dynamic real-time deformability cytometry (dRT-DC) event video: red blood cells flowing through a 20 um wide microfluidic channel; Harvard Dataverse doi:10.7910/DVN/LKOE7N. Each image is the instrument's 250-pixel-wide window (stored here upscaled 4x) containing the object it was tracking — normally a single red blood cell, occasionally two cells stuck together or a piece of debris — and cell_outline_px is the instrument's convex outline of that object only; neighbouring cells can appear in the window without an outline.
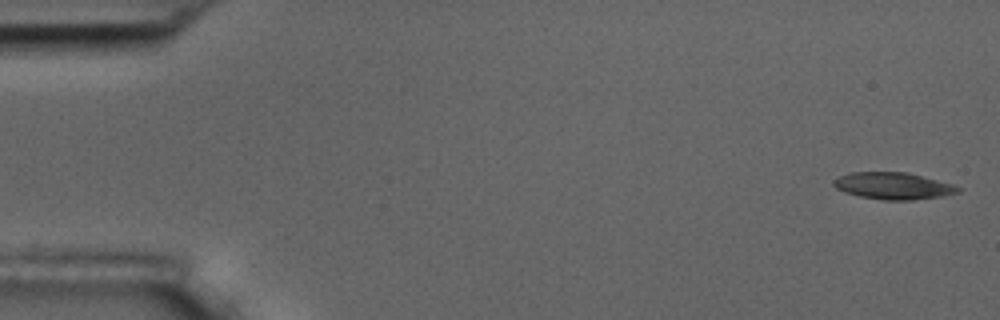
{"species": "common noctule bat (a hibernating species)", "species_latin": "Nyctalus noctula", "temperature_condition": "room temperature", "stored_images_in_passage": 6, "camera_frame_rate_fps": 3000, "um_per_image_px": 0.085, "animal": {"sex": "male", "body_mass_g": 17.5, "forearm_length_mm": 52.3}, "frame": {"image": 1, "passage_image": 1, "time_ms": 0.0, "image_size_px": [1000, 320], "cell_outline_px": [[960, 192], [944, 196], [912, 200], [884, 200], [860, 196], [844, 192], [836, 188], [832, 184], [832, 180], [848, 172], [908, 172], [952, 184], [960, 188]], "centroid_in_image_um": [75.9, 15.8], "position_along_channel_um": 9.1, "area_um2": 19.54}}
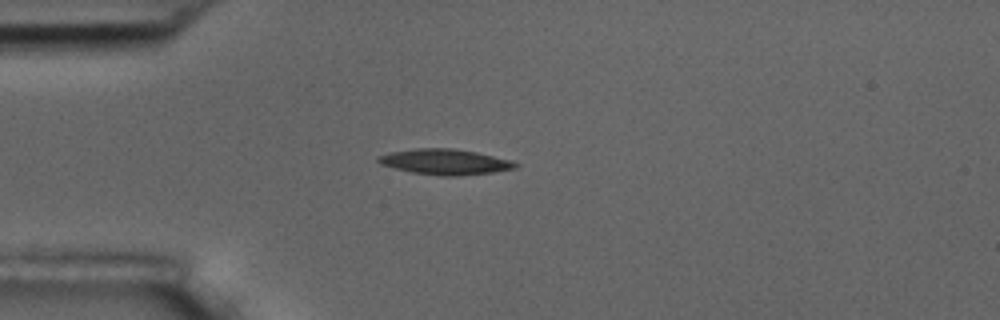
{"frame": {"image": 2, "passage_image": 4, "time_ms": 4.333, "image_size_px": [1000, 320], "cell_outline_px": [[520, 164], [516, 168], [492, 172], [456, 176], [440, 176], [412, 172], [380, 164], [376, 160], [376, 156], [388, 152], [416, 148], [452, 148], [476, 152], [512, 160]], "centroid_in_image_um": [37.81, 13.75], "position_along_channel_um": 47.2, "area_um2": 20.46}}